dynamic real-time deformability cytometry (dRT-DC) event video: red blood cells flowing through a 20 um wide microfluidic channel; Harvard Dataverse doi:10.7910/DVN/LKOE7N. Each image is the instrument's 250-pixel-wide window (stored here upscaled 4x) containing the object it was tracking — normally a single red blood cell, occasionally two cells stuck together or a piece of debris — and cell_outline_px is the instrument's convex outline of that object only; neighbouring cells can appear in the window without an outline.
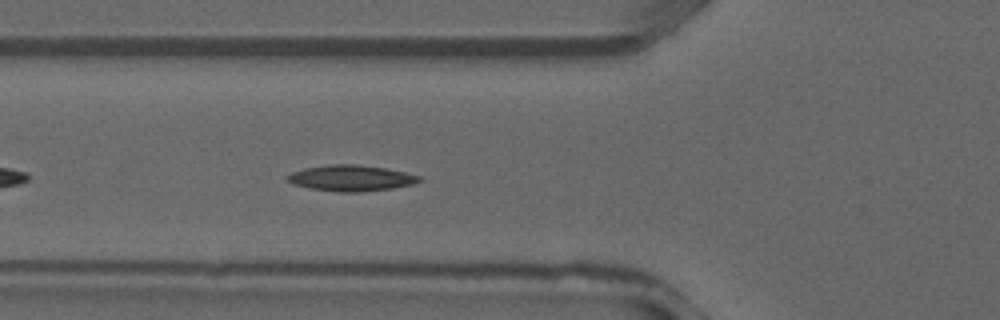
{"species": "common noctule bat (a hibernating species)", "species_latin": "Nyctalus noctula", "temperature_condition": "warm", "stored_images_in_passage": 35, "segment_of_instrument_passage": [1, 2], "camera_frame_rate_fps": 3000, "um_per_image_px": 0.085, "animal": {"sex": "male", "forearm_length_mm": 52.5}, "frame": {"image": 1, "passage_image": 10, "time_ms": 3.0, "image_size_px": [1000, 320], "cell_outline_px": [[424, 180], [412, 184], [392, 188], [360, 192], [340, 192], [312, 188], [292, 184], [284, 180], [284, 176], [292, 172], [304, 168], [332, 164], [356, 164], [384, 168], [404, 172], [420, 176]], "centroid_in_image_um": [29.8, 15.13], "position_along_channel_um": 96.0, "area_um2": 19.94}}
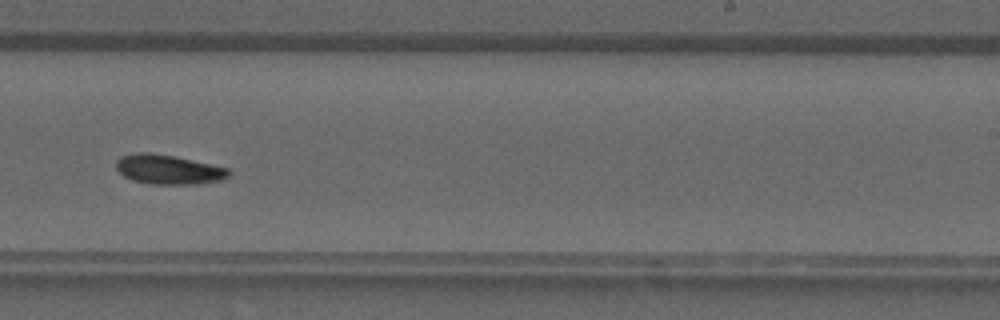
{"frame": {"image": 2, "passage_image": 20, "time_ms": 6.333, "image_size_px": [1000, 320], "cell_outline_px": [[232, 172], [228, 176], [220, 180], [200, 184], [152, 184], [132, 180], [124, 176], [116, 168], [116, 160], [120, 156], [136, 152], [148, 152], [172, 156], [228, 168]], "centroid_in_image_um": [14.29, 14.41], "position_along_channel_um": 274.7, "area_um2": 19.25}}
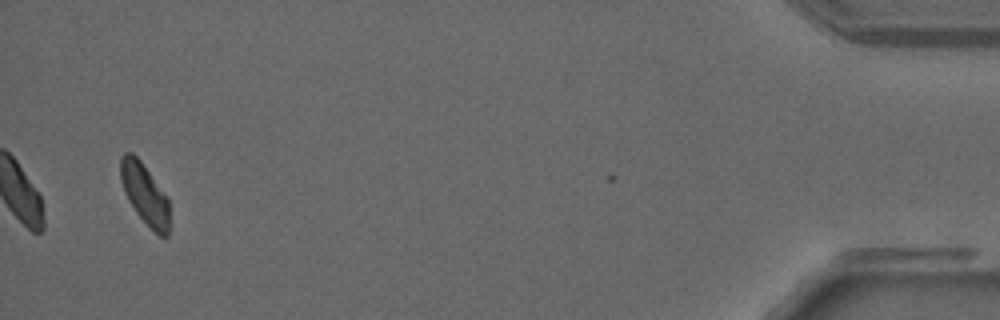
{"frame": {"image": 3, "passage_image": 33, "time_ms": 10.667, "image_size_px": [1000, 320], "cell_outline_px": [[168, 236], [160, 236], [136, 212], [128, 200], [124, 192], [120, 180], [120, 156], [124, 152], [132, 152], [140, 160], [168, 196]], "centroid_in_image_um": [12.28, 16.42], "position_along_channel_um": 422.9, "area_um2": 17.17}}